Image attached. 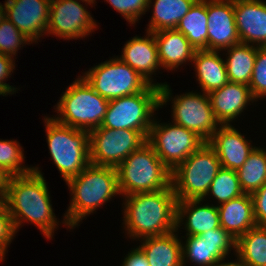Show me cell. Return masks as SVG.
I'll return each mask as SVG.
<instances>
[{
    "label": "cell",
    "mask_w": 266,
    "mask_h": 266,
    "mask_svg": "<svg viewBox=\"0 0 266 266\" xmlns=\"http://www.w3.org/2000/svg\"><path fill=\"white\" fill-rule=\"evenodd\" d=\"M192 62L201 92L209 94L229 82L225 61L219 51L196 50Z\"/></svg>",
    "instance_id": "25"
},
{
    "label": "cell",
    "mask_w": 266,
    "mask_h": 266,
    "mask_svg": "<svg viewBox=\"0 0 266 266\" xmlns=\"http://www.w3.org/2000/svg\"><path fill=\"white\" fill-rule=\"evenodd\" d=\"M207 50L219 51L240 43L233 0H207Z\"/></svg>",
    "instance_id": "16"
},
{
    "label": "cell",
    "mask_w": 266,
    "mask_h": 266,
    "mask_svg": "<svg viewBox=\"0 0 266 266\" xmlns=\"http://www.w3.org/2000/svg\"><path fill=\"white\" fill-rule=\"evenodd\" d=\"M176 30L183 33L196 50H207V0H197L179 21Z\"/></svg>",
    "instance_id": "28"
},
{
    "label": "cell",
    "mask_w": 266,
    "mask_h": 266,
    "mask_svg": "<svg viewBox=\"0 0 266 266\" xmlns=\"http://www.w3.org/2000/svg\"><path fill=\"white\" fill-rule=\"evenodd\" d=\"M17 232L13 219L5 204L0 209V261L4 260L7 248Z\"/></svg>",
    "instance_id": "36"
},
{
    "label": "cell",
    "mask_w": 266,
    "mask_h": 266,
    "mask_svg": "<svg viewBox=\"0 0 266 266\" xmlns=\"http://www.w3.org/2000/svg\"><path fill=\"white\" fill-rule=\"evenodd\" d=\"M249 88L256 101L266 97V46L258 47Z\"/></svg>",
    "instance_id": "34"
},
{
    "label": "cell",
    "mask_w": 266,
    "mask_h": 266,
    "mask_svg": "<svg viewBox=\"0 0 266 266\" xmlns=\"http://www.w3.org/2000/svg\"><path fill=\"white\" fill-rule=\"evenodd\" d=\"M120 195L154 192L171 185V170L146 142L116 167Z\"/></svg>",
    "instance_id": "4"
},
{
    "label": "cell",
    "mask_w": 266,
    "mask_h": 266,
    "mask_svg": "<svg viewBox=\"0 0 266 266\" xmlns=\"http://www.w3.org/2000/svg\"><path fill=\"white\" fill-rule=\"evenodd\" d=\"M120 13L129 24H135L148 10L149 0H105Z\"/></svg>",
    "instance_id": "35"
},
{
    "label": "cell",
    "mask_w": 266,
    "mask_h": 266,
    "mask_svg": "<svg viewBox=\"0 0 266 266\" xmlns=\"http://www.w3.org/2000/svg\"><path fill=\"white\" fill-rule=\"evenodd\" d=\"M14 62L13 58L0 54V95L8 96V94H14L17 91V88L6 83L7 78L11 76V72L15 69Z\"/></svg>",
    "instance_id": "37"
},
{
    "label": "cell",
    "mask_w": 266,
    "mask_h": 266,
    "mask_svg": "<svg viewBox=\"0 0 266 266\" xmlns=\"http://www.w3.org/2000/svg\"><path fill=\"white\" fill-rule=\"evenodd\" d=\"M184 239L183 266L189 261L198 266H216L220 260L227 258L231 249L236 250V240L221 226Z\"/></svg>",
    "instance_id": "14"
},
{
    "label": "cell",
    "mask_w": 266,
    "mask_h": 266,
    "mask_svg": "<svg viewBox=\"0 0 266 266\" xmlns=\"http://www.w3.org/2000/svg\"><path fill=\"white\" fill-rule=\"evenodd\" d=\"M243 194L245 193L240 186L237 171L221 167L212 181L205 198L208 195H212L218 202L217 206H219Z\"/></svg>",
    "instance_id": "31"
},
{
    "label": "cell",
    "mask_w": 266,
    "mask_h": 266,
    "mask_svg": "<svg viewBox=\"0 0 266 266\" xmlns=\"http://www.w3.org/2000/svg\"><path fill=\"white\" fill-rule=\"evenodd\" d=\"M202 201L203 199L177 201V231H179L178 228H180L183 224L186 230V236H198L204 232H207L208 230H213L220 227L217 205H210L209 203L202 205Z\"/></svg>",
    "instance_id": "21"
},
{
    "label": "cell",
    "mask_w": 266,
    "mask_h": 266,
    "mask_svg": "<svg viewBox=\"0 0 266 266\" xmlns=\"http://www.w3.org/2000/svg\"><path fill=\"white\" fill-rule=\"evenodd\" d=\"M232 125H220L207 142L216 152L222 168L237 171L256 146Z\"/></svg>",
    "instance_id": "18"
},
{
    "label": "cell",
    "mask_w": 266,
    "mask_h": 266,
    "mask_svg": "<svg viewBox=\"0 0 266 266\" xmlns=\"http://www.w3.org/2000/svg\"><path fill=\"white\" fill-rule=\"evenodd\" d=\"M170 86L165 84L160 87V108L172 102V117L177 125L189 129L208 142L213 133L220 126L214 116L211 101L207 93L188 92L172 97Z\"/></svg>",
    "instance_id": "9"
},
{
    "label": "cell",
    "mask_w": 266,
    "mask_h": 266,
    "mask_svg": "<svg viewBox=\"0 0 266 266\" xmlns=\"http://www.w3.org/2000/svg\"><path fill=\"white\" fill-rule=\"evenodd\" d=\"M32 42L7 18L0 23V54L14 59L24 44ZM21 45V46H20Z\"/></svg>",
    "instance_id": "33"
},
{
    "label": "cell",
    "mask_w": 266,
    "mask_h": 266,
    "mask_svg": "<svg viewBox=\"0 0 266 266\" xmlns=\"http://www.w3.org/2000/svg\"><path fill=\"white\" fill-rule=\"evenodd\" d=\"M123 197L122 224L131 239L162 236L176 230L177 199L172 184L158 191Z\"/></svg>",
    "instance_id": "2"
},
{
    "label": "cell",
    "mask_w": 266,
    "mask_h": 266,
    "mask_svg": "<svg viewBox=\"0 0 266 266\" xmlns=\"http://www.w3.org/2000/svg\"><path fill=\"white\" fill-rule=\"evenodd\" d=\"M220 226L235 240L256 226L251 194H243L217 206Z\"/></svg>",
    "instance_id": "23"
},
{
    "label": "cell",
    "mask_w": 266,
    "mask_h": 266,
    "mask_svg": "<svg viewBox=\"0 0 266 266\" xmlns=\"http://www.w3.org/2000/svg\"><path fill=\"white\" fill-rule=\"evenodd\" d=\"M159 122L154 118L147 142L172 172L205 141L193 131L174 122L173 124Z\"/></svg>",
    "instance_id": "11"
},
{
    "label": "cell",
    "mask_w": 266,
    "mask_h": 266,
    "mask_svg": "<svg viewBox=\"0 0 266 266\" xmlns=\"http://www.w3.org/2000/svg\"><path fill=\"white\" fill-rule=\"evenodd\" d=\"M19 142L14 140H0V167L11 176L25 175L33 171V167L22 166L24 153ZM23 162V163H22Z\"/></svg>",
    "instance_id": "32"
},
{
    "label": "cell",
    "mask_w": 266,
    "mask_h": 266,
    "mask_svg": "<svg viewBox=\"0 0 266 266\" xmlns=\"http://www.w3.org/2000/svg\"><path fill=\"white\" fill-rule=\"evenodd\" d=\"M143 37L135 36L123 46L122 55L118 57L137 71L150 84L162 87L165 83H154L152 74L160 67L157 43L154 33L146 31Z\"/></svg>",
    "instance_id": "19"
},
{
    "label": "cell",
    "mask_w": 266,
    "mask_h": 266,
    "mask_svg": "<svg viewBox=\"0 0 266 266\" xmlns=\"http://www.w3.org/2000/svg\"><path fill=\"white\" fill-rule=\"evenodd\" d=\"M236 262H223L225 259L220 260L216 266H249L238 255H236Z\"/></svg>",
    "instance_id": "41"
},
{
    "label": "cell",
    "mask_w": 266,
    "mask_h": 266,
    "mask_svg": "<svg viewBox=\"0 0 266 266\" xmlns=\"http://www.w3.org/2000/svg\"><path fill=\"white\" fill-rule=\"evenodd\" d=\"M256 226L266 227V183L251 194Z\"/></svg>",
    "instance_id": "38"
},
{
    "label": "cell",
    "mask_w": 266,
    "mask_h": 266,
    "mask_svg": "<svg viewBox=\"0 0 266 266\" xmlns=\"http://www.w3.org/2000/svg\"><path fill=\"white\" fill-rule=\"evenodd\" d=\"M82 76L107 100L143 92L150 83L118 57L95 65Z\"/></svg>",
    "instance_id": "10"
},
{
    "label": "cell",
    "mask_w": 266,
    "mask_h": 266,
    "mask_svg": "<svg viewBox=\"0 0 266 266\" xmlns=\"http://www.w3.org/2000/svg\"><path fill=\"white\" fill-rule=\"evenodd\" d=\"M11 175L0 167V192L6 195Z\"/></svg>",
    "instance_id": "40"
},
{
    "label": "cell",
    "mask_w": 266,
    "mask_h": 266,
    "mask_svg": "<svg viewBox=\"0 0 266 266\" xmlns=\"http://www.w3.org/2000/svg\"><path fill=\"white\" fill-rule=\"evenodd\" d=\"M51 0H7L6 18L32 43L46 35Z\"/></svg>",
    "instance_id": "15"
},
{
    "label": "cell",
    "mask_w": 266,
    "mask_h": 266,
    "mask_svg": "<svg viewBox=\"0 0 266 266\" xmlns=\"http://www.w3.org/2000/svg\"><path fill=\"white\" fill-rule=\"evenodd\" d=\"M197 0H149L148 10L153 6L152 18L146 31L155 33L176 29L179 21L188 13ZM152 4V5H151Z\"/></svg>",
    "instance_id": "27"
},
{
    "label": "cell",
    "mask_w": 266,
    "mask_h": 266,
    "mask_svg": "<svg viewBox=\"0 0 266 266\" xmlns=\"http://www.w3.org/2000/svg\"><path fill=\"white\" fill-rule=\"evenodd\" d=\"M44 123L51 159L67 182L90 164L89 131L63 125L53 117H45Z\"/></svg>",
    "instance_id": "5"
},
{
    "label": "cell",
    "mask_w": 266,
    "mask_h": 266,
    "mask_svg": "<svg viewBox=\"0 0 266 266\" xmlns=\"http://www.w3.org/2000/svg\"><path fill=\"white\" fill-rule=\"evenodd\" d=\"M66 184L72 196L62 224L74 229L86 216L120 195L117 171L111 166L89 164L79 175Z\"/></svg>",
    "instance_id": "3"
},
{
    "label": "cell",
    "mask_w": 266,
    "mask_h": 266,
    "mask_svg": "<svg viewBox=\"0 0 266 266\" xmlns=\"http://www.w3.org/2000/svg\"><path fill=\"white\" fill-rule=\"evenodd\" d=\"M240 186L245 194H252L266 183V150L255 147L237 170Z\"/></svg>",
    "instance_id": "30"
},
{
    "label": "cell",
    "mask_w": 266,
    "mask_h": 266,
    "mask_svg": "<svg viewBox=\"0 0 266 266\" xmlns=\"http://www.w3.org/2000/svg\"><path fill=\"white\" fill-rule=\"evenodd\" d=\"M226 50V59L224 61L229 82L249 86L254 69L257 46L240 42L223 51Z\"/></svg>",
    "instance_id": "26"
},
{
    "label": "cell",
    "mask_w": 266,
    "mask_h": 266,
    "mask_svg": "<svg viewBox=\"0 0 266 266\" xmlns=\"http://www.w3.org/2000/svg\"><path fill=\"white\" fill-rule=\"evenodd\" d=\"M234 252L249 266H266V227L255 226L240 236Z\"/></svg>",
    "instance_id": "29"
},
{
    "label": "cell",
    "mask_w": 266,
    "mask_h": 266,
    "mask_svg": "<svg viewBox=\"0 0 266 266\" xmlns=\"http://www.w3.org/2000/svg\"><path fill=\"white\" fill-rule=\"evenodd\" d=\"M38 167L25 175L11 176L5 201L16 231L25 221L33 223L47 239L59 225L53 212L49 189Z\"/></svg>",
    "instance_id": "1"
},
{
    "label": "cell",
    "mask_w": 266,
    "mask_h": 266,
    "mask_svg": "<svg viewBox=\"0 0 266 266\" xmlns=\"http://www.w3.org/2000/svg\"><path fill=\"white\" fill-rule=\"evenodd\" d=\"M176 232L141 239L139 247L146 254L150 266H183V244Z\"/></svg>",
    "instance_id": "24"
},
{
    "label": "cell",
    "mask_w": 266,
    "mask_h": 266,
    "mask_svg": "<svg viewBox=\"0 0 266 266\" xmlns=\"http://www.w3.org/2000/svg\"><path fill=\"white\" fill-rule=\"evenodd\" d=\"M92 5L96 0H81ZM80 2V0H79ZM78 0H51L46 33L61 39L83 38L98 27L87 8ZM86 8V9H85Z\"/></svg>",
    "instance_id": "13"
},
{
    "label": "cell",
    "mask_w": 266,
    "mask_h": 266,
    "mask_svg": "<svg viewBox=\"0 0 266 266\" xmlns=\"http://www.w3.org/2000/svg\"><path fill=\"white\" fill-rule=\"evenodd\" d=\"M6 204L5 194L0 192V209Z\"/></svg>",
    "instance_id": "43"
},
{
    "label": "cell",
    "mask_w": 266,
    "mask_h": 266,
    "mask_svg": "<svg viewBox=\"0 0 266 266\" xmlns=\"http://www.w3.org/2000/svg\"><path fill=\"white\" fill-rule=\"evenodd\" d=\"M235 23L241 43L266 46V3L261 0H233Z\"/></svg>",
    "instance_id": "17"
},
{
    "label": "cell",
    "mask_w": 266,
    "mask_h": 266,
    "mask_svg": "<svg viewBox=\"0 0 266 266\" xmlns=\"http://www.w3.org/2000/svg\"><path fill=\"white\" fill-rule=\"evenodd\" d=\"M109 100L100 96L82 76L63 92L56 110L57 122L80 130L91 131L102 125Z\"/></svg>",
    "instance_id": "6"
},
{
    "label": "cell",
    "mask_w": 266,
    "mask_h": 266,
    "mask_svg": "<svg viewBox=\"0 0 266 266\" xmlns=\"http://www.w3.org/2000/svg\"><path fill=\"white\" fill-rule=\"evenodd\" d=\"M213 113L220 125H231L250 102L256 101L248 85L228 82L209 94Z\"/></svg>",
    "instance_id": "20"
},
{
    "label": "cell",
    "mask_w": 266,
    "mask_h": 266,
    "mask_svg": "<svg viewBox=\"0 0 266 266\" xmlns=\"http://www.w3.org/2000/svg\"><path fill=\"white\" fill-rule=\"evenodd\" d=\"M221 167L215 150L205 142L172 171L171 184L177 201H206V194Z\"/></svg>",
    "instance_id": "7"
},
{
    "label": "cell",
    "mask_w": 266,
    "mask_h": 266,
    "mask_svg": "<svg viewBox=\"0 0 266 266\" xmlns=\"http://www.w3.org/2000/svg\"><path fill=\"white\" fill-rule=\"evenodd\" d=\"M89 142L90 164L116 168L147 138L140 131L99 126L89 132Z\"/></svg>",
    "instance_id": "12"
},
{
    "label": "cell",
    "mask_w": 266,
    "mask_h": 266,
    "mask_svg": "<svg viewBox=\"0 0 266 266\" xmlns=\"http://www.w3.org/2000/svg\"><path fill=\"white\" fill-rule=\"evenodd\" d=\"M6 18V4L0 3V23Z\"/></svg>",
    "instance_id": "42"
},
{
    "label": "cell",
    "mask_w": 266,
    "mask_h": 266,
    "mask_svg": "<svg viewBox=\"0 0 266 266\" xmlns=\"http://www.w3.org/2000/svg\"><path fill=\"white\" fill-rule=\"evenodd\" d=\"M161 67L176 70L186 62H192L196 49L176 29H165L154 33Z\"/></svg>",
    "instance_id": "22"
},
{
    "label": "cell",
    "mask_w": 266,
    "mask_h": 266,
    "mask_svg": "<svg viewBox=\"0 0 266 266\" xmlns=\"http://www.w3.org/2000/svg\"><path fill=\"white\" fill-rule=\"evenodd\" d=\"M159 108L160 87L150 84L143 92L109 100L101 127L136 130L148 138Z\"/></svg>",
    "instance_id": "8"
},
{
    "label": "cell",
    "mask_w": 266,
    "mask_h": 266,
    "mask_svg": "<svg viewBox=\"0 0 266 266\" xmlns=\"http://www.w3.org/2000/svg\"><path fill=\"white\" fill-rule=\"evenodd\" d=\"M122 263L121 266H150L146 254L139 246L130 250Z\"/></svg>",
    "instance_id": "39"
}]
</instances>
